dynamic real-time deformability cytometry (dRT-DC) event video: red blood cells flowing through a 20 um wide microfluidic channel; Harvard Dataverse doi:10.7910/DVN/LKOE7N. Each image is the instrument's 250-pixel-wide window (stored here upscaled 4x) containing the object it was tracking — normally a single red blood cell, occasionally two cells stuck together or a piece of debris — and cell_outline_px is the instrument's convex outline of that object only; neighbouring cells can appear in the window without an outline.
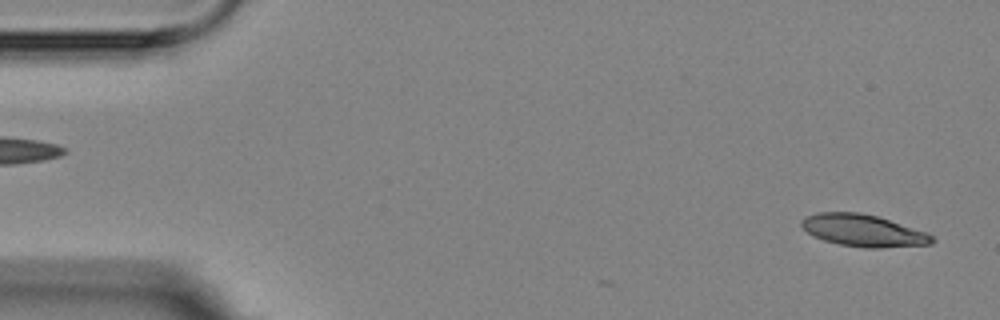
{"species": "Egyptian fruit bat (a non-hibernating species)", "species_latin": "Rousettus aegyptiacus", "temperature_condition": "room temperature", "stored_images_in_passage": 3, "segment_of_instrument_passage": [2, 2], "camera_frame_rate_fps": 3000, "um_per_image_px": 0.085, "animal": {"sex": "female"}, "frame": {"image": 1, "passage_image": 3, "time_ms": 2.333, "image_size_px": [1000, 320], "cell_outline_px": [[936, 240], [932, 244], [880, 248], [864, 248], [840, 244], [824, 240], [812, 236], [800, 224], [800, 220], [804, 216], [816, 212], [860, 212], [876, 216], [924, 232], [932, 236]], "centroid_in_image_um": [73.31, 19.59], "position_along_channel_um": 11.7, "area_um2": 24.22}}